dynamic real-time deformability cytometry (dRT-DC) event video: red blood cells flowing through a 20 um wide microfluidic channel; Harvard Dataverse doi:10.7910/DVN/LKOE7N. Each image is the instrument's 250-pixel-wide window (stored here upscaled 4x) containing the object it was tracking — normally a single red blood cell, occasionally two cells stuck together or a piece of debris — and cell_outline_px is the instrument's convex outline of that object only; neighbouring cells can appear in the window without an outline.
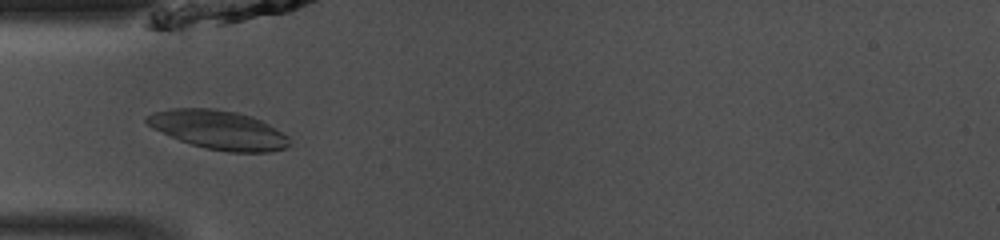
{"species": "common noctule bat (a hibernating species)", "species_latin": "Nyctalus noctula", "temperature_condition": "room temperature", "stored_images_in_passage": 47, "camera_frame_rate_fps": 3000, "um_per_image_px": 0.085, "animal": {"sex": "male", "body_mass_g": 13.0, "forearm_length_mm": 53.1}, "frame": {"image": 1, "passage_image": 14, "time_ms": 4.333, "image_size_px": [1000, 240], "cell_outline_px": [[292, 144], [284, 148], [268, 152], [228, 152], [208, 148], [192, 144], [180, 140], [152, 128], [144, 120], [144, 116], [152, 112], [172, 108], [216, 108], [236, 112], [252, 116], [268, 124], [288, 136], [292, 140]], "centroid_in_image_um": [18.57, 11.02], "position_along_channel_um": 66.4, "area_um2": 32.31}}
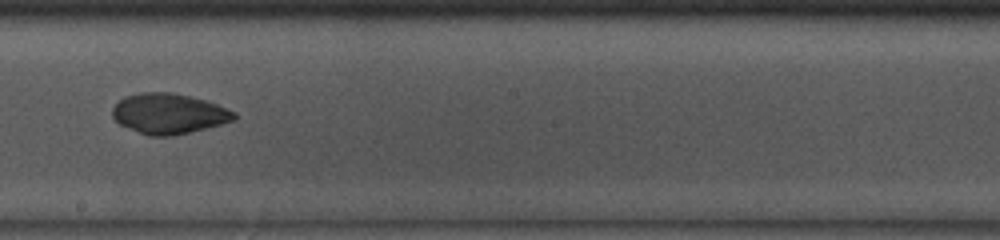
{"frame": {"image": 2, "passage_image": 26, "time_ms": 8.333, "image_size_px": [1000, 240], "cell_outline_px": [[236, 116], [232, 120], [220, 124], [172, 136], [148, 136], [120, 124], [112, 116], [112, 108], [124, 96], [140, 92], [172, 92], [208, 100], [236, 112]], "centroid_in_image_um": [14.33, 9.64], "position_along_channel_um": 233.9, "area_um2": 28.5}}
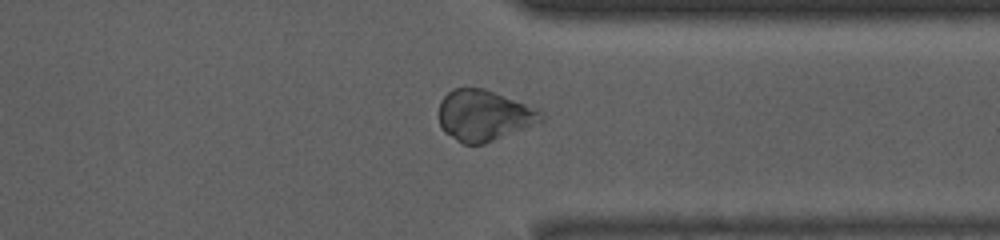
{"frame": {"image": 3, "passage_image": 36, "time_ms": 11.667, "image_size_px": [1000, 240], "cell_outline_px": [[544, 120], [540, 124], [484, 144], [464, 144], [456, 140], [444, 132], [440, 128], [440, 100], [452, 88], [484, 88], [540, 108], [544, 112]], "centroid_in_image_um": [41.21, 9.82], "position_along_channel_um": 370.2, "area_um2": 30.98}}